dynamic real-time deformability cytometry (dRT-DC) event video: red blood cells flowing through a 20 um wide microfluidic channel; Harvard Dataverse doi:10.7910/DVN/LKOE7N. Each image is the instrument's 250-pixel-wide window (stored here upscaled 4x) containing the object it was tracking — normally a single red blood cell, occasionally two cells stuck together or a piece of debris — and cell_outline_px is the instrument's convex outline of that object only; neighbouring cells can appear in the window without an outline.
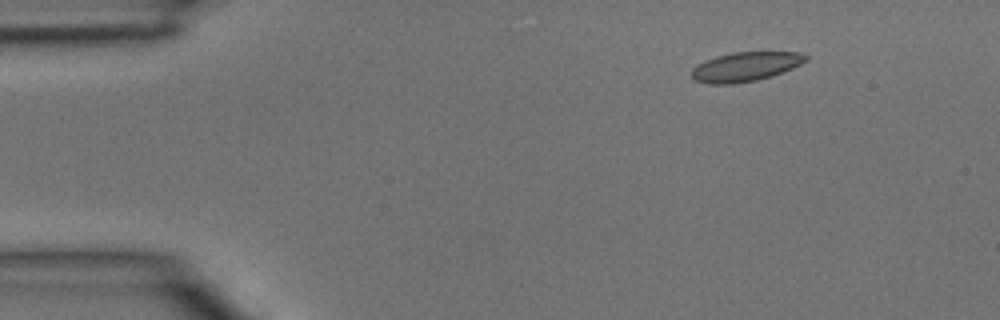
{"species": "common noctule bat (a hibernating species)", "species_latin": "Nyctalus noctula", "temperature_condition": "room temperature", "stored_images_in_passage": 4, "segment_of_instrument_passage": [1, 2], "camera_frame_rate_fps": 3000, "um_per_image_px": 0.085, "animal": {"sex": "male", "body_mass_g": 15.6}, "frame": {"image": 1, "passage_image": 1, "time_ms": 0.0, "image_size_px": [1000, 320], "cell_outline_px": [[808, 60], [792, 68], [772, 76], [756, 80], [732, 84], [708, 84], [696, 80], [692, 76], [692, 68], [716, 56], [732, 52], [800, 52], [808, 56]], "centroid_in_image_um": [63.39, 5.66], "position_along_channel_um": 21.6, "area_um2": 19.31}}